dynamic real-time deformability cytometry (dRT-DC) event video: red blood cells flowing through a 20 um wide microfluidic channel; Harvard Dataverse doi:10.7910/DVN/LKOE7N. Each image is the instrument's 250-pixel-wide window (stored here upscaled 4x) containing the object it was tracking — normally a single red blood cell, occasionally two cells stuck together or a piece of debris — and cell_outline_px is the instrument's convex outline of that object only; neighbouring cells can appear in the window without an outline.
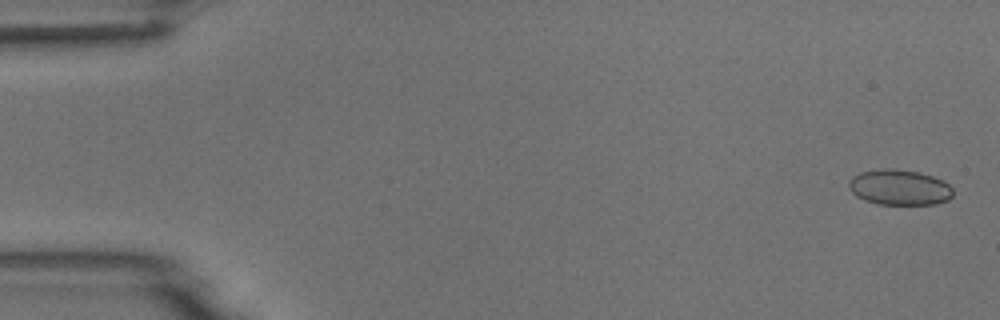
{"species": "common noctule bat (a hibernating species)", "species_latin": "Nyctalus noctula", "temperature_condition": "room temperature", "stored_images_in_passage": 5, "camera_frame_rate_fps": 3000, "um_per_image_px": 0.085, "animal": {"sex": "male", "body_mass_g": 18.8}, "frame": {"image": 1, "passage_image": 1, "time_ms": 0.0, "image_size_px": [1000, 320], "cell_outline_px": [[952, 196], [948, 200], [936, 204], [876, 204], [864, 200], [856, 196], [848, 188], [848, 180], [852, 176], [860, 172], [888, 168], [892, 168], [920, 172], [944, 180], [952, 188]], "centroid_in_image_um": [76.43, 15.92], "position_along_channel_um": 8.6, "area_um2": 21.73}}
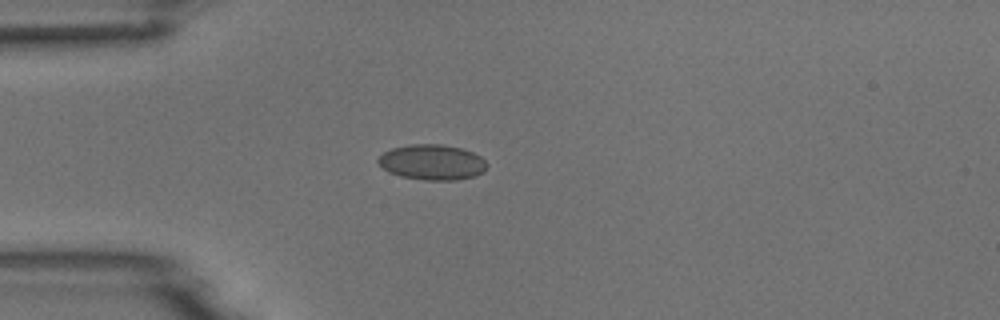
{"frame": {"image": 2, "passage_image": 5, "time_ms": 4.333, "image_size_px": [1000, 320], "cell_outline_px": [[488, 164], [484, 172], [476, 176], [456, 180], [424, 180], [400, 176], [388, 172], [376, 160], [384, 152], [392, 148], [412, 144], [440, 144], [460, 148], [472, 152], [480, 156]], "centroid_in_image_um": [36.75, 13.8], "position_along_channel_um": 48.3, "area_um2": 22.43}}